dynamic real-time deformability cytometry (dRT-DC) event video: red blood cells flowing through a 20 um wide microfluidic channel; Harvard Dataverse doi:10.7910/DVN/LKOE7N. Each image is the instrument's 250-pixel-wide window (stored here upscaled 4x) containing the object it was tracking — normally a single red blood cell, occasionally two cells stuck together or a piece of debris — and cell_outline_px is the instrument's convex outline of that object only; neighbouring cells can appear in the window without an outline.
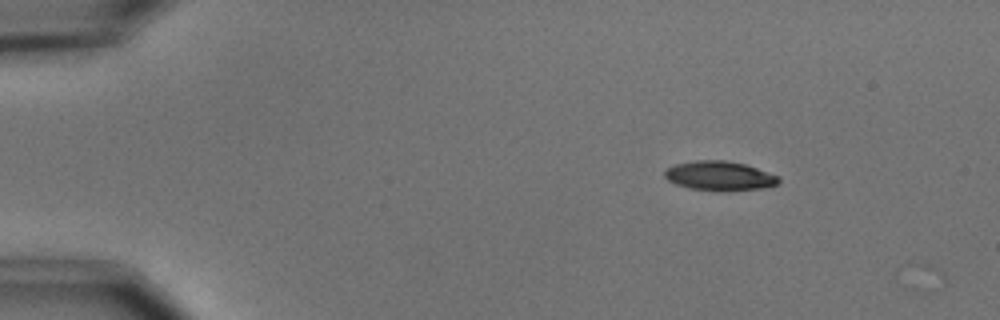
{"species": "common noctule bat (a hibernating species)", "species_latin": "Nyctalus noctula", "temperature_condition": "cold", "stored_images_in_passage": 2, "camera_frame_rate_fps": 3000, "um_per_image_px": 0.085, "animal": {"sex": "male", "body_mass_g": 15.6}, "frame": {"image": 1, "passage_image": 1, "time_ms": 0.0, "image_size_px": [1000, 320], "cell_outline_px": [[780, 180], [776, 184], [764, 188], [720, 192], [688, 188], [676, 184], [668, 180], [664, 176], [664, 172], [668, 168], [676, 164], [696, 160], [724, 160], [744, 164], [780, 176]], "centroid_in_image_um": [61.16, 14.96], "position_along_channel_um": 23.8, "area_um2": 19.59}}